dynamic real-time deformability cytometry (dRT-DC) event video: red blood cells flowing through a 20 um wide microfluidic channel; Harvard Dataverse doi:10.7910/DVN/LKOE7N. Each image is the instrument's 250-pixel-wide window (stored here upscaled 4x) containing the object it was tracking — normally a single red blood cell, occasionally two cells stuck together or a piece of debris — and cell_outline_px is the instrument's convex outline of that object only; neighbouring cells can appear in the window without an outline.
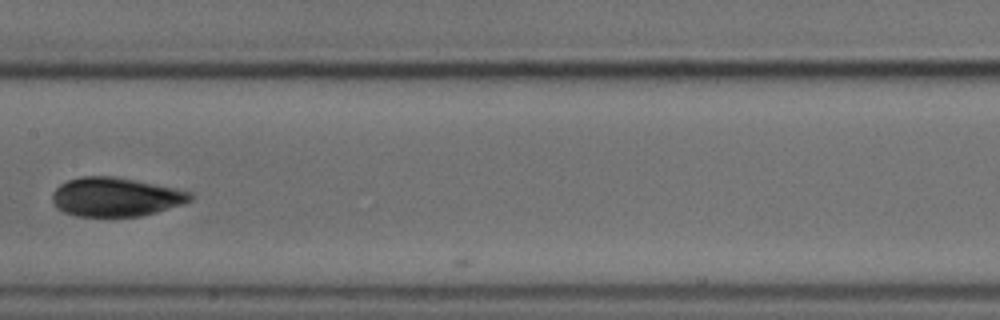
{"species": "common noctule bat (a hibernating species)", "species_latin": "Nyctalus noctula", "temperature_condition": "cold", "stored_images_in_passage": 13, "camera_frame_rate_fps": 3000, "um_per_image_px": 0.085, "animal": {"sex": "male", "body_mass_g": 18.8}, "frame": {"image": 1, "passage_image": 11, "time_ms": 3.333, "image_size_px": [1000, 320], "cell_outline_px": [[192, 200], [156, 212], [140, 216], [76, 216], [64, 212], [56, 208], [52, 200], [52, 192], [60, 184], [68, 180], [80, 176], [112, 176], [192, 192]], "centroid_in_image_um": [9.76, 16.74], "position_along_channel_um": 197.6, "area_um2": 30.92}}